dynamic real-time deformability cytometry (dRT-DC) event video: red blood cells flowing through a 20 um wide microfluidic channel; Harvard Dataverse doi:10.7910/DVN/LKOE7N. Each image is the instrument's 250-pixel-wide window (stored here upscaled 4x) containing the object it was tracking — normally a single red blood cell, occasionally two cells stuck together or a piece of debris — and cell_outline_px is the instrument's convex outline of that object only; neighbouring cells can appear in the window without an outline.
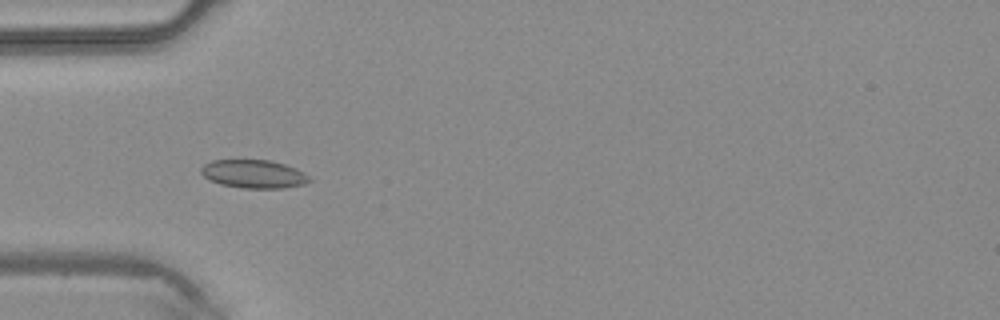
{"species": "common noctule bat (a hibernating species)", "species_latin": "Nyctalus noctula", "temperature_condition": "warm", "stored_images_in_passage": 4, "camera_frame_rate_fps": 3000, "um_per_image_px": 0.085, "animal": {"sex": "male", "body_mass_g": 20.4}, "frame": {"image": 1, "passage_image": 4, "time_ms": 1.0, "image_size_px": [1000, 320], "cell_outline_px": [[312, 180], [304, 184], [284, 188], [240, 188], [220, 184], [208, 180], [200, 172], [200, 168], [204, 164], [212, 160], [272, 160], [296, 168], [304, 172]], "centroid_in_image_um": [21.55, 14.79], "position_along_channel_um": 63.4, "area_um2": 18.03}}